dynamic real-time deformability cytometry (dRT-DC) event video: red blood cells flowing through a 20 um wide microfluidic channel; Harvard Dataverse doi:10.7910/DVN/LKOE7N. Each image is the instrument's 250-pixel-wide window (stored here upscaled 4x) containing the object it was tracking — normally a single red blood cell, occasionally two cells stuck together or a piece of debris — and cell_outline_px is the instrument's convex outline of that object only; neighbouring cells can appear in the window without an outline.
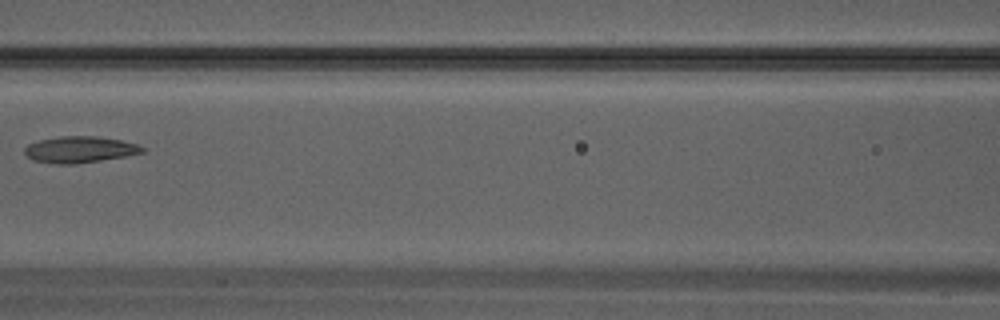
{"species": "Egyptian fruit bat (a non-hibernating species)", "species_latin": "Rousettus aegyptiacus", "temperature_condition": "warm", "stored_images_in_passage": 21, "camera_frame_rate_fps": 3000, "um_per_image_px": 0.085, "animal": {"sex": "male"}, "frame": {"image": 1, "passage_image": 6, "time_ms": 1.667, "image_size_px": [1000, 320], "cell_outline_px": [[144, 152], [128, 156], [76, 164], [56, 164], [32, 160], [24, 152], [24, 148], [28, 144], [40, 140], [60, 136], [96, 136], [120, 140], [136, 144], [144, 148]], "centroid_in_image_um": [6.77, 12.72], "position_along_channel_um": 159.8, "area_um2": 18.09}}
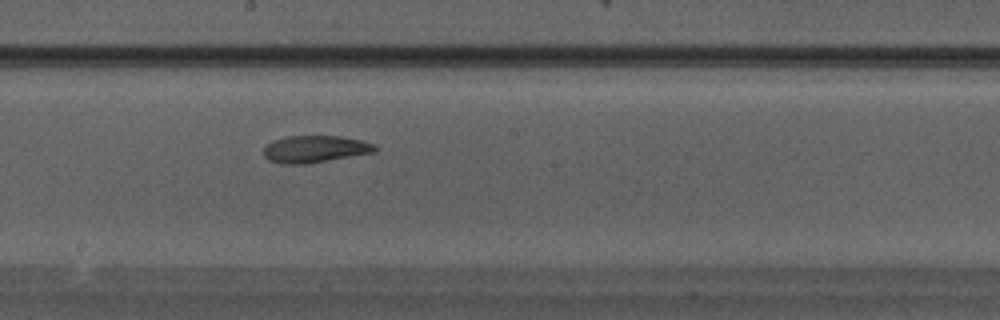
{"frame": {"image": 2, "passage_image": 9, "time_ms": 2.667, "image_size_px": [1000, 320], "cell_outline_px": [[376, 152], [304, 164], [280, 164], [268, 160], [264, 156], [264, 144], [272, 140], [284, 136], [340, 136], [364, 140], [372, 144], [376, 148]], "centroid_in_image_um": [26.71, 12.66], "position_along_channel_um": 221.5, "area_um2": 17.69}}
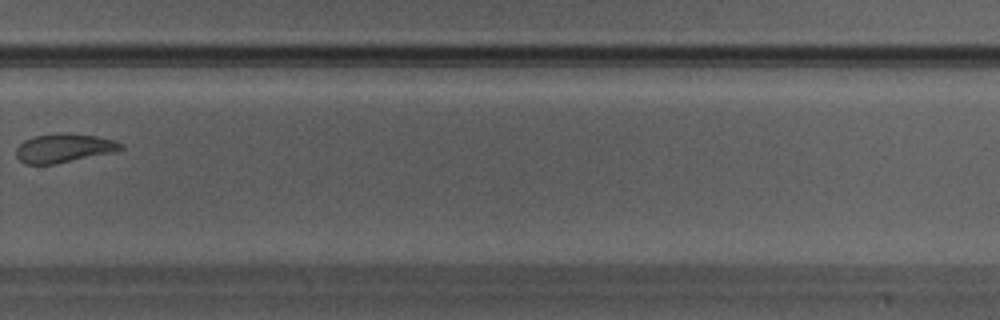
{"frame": {"image": 3, "passage_image": 14, "time_ms": 4.333, "image_size_px": [1000, 320], "cell_outline_px": [[124, 148], [112, 152], [56, 164], [24, 164], [16, 156], [16, 148], [24, 140], [32, 136], [96, 136], [116, 140], [124, 144]], "centroid_in_image_um": [5.42, 12.64], "position_along_channel_um": 324.4, "area_um2": 16.76}}